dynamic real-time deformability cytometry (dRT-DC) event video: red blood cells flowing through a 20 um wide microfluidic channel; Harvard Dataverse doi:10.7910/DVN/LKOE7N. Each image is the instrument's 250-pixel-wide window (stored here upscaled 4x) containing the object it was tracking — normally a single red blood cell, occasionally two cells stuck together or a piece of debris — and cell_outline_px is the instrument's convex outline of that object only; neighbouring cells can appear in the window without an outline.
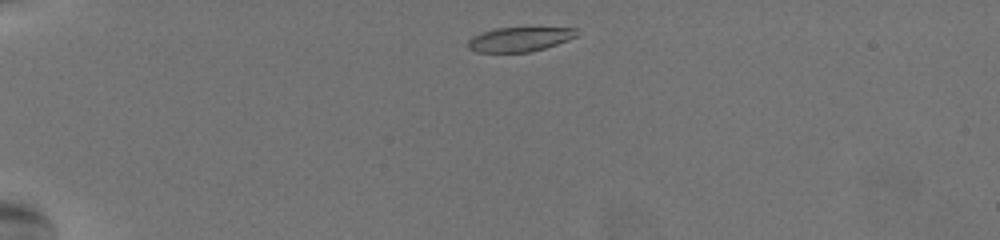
{"species": "common noctule bat (a hibernating species)", "species_latin": "Nyctalus noctula", "temperature_condition": "warm", "stored_images_in_passage": 40, "camera_frame_rate_fps": 3000, "um_per_image_px": 0.085, "animal": {"sex": "female", "body_mass_g": 19.5, "forearm_length_mm": 54.1}, "frame": {"image": 1, "passage_image": 2, "time_ms": 0.333, "image_size_px": [1000, 240], "cell_outline_px": [[576, 36], [568, 40], [544, 48], [528, 52], [476, 52], [468, 48], [468, 40], [472, 36], [496, 28], [576, 28]], "centroid_in_image_um": [44.12, 3.34], "position_along_channel_um": 40.9, "area_um2": 15.2}}
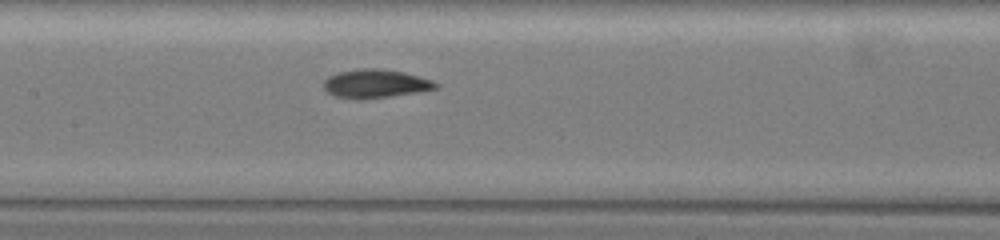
{"frame": {"image": 2, "passage_image": 18, "time_ms": 5.667, "image_size_px": [1000, 240], "cell_outline_px": [[436, 88], [420, 92], [388, 96], [336, 96], [328, 92], [324, 88], [324, 80], [328, 76], [340, 72], [360, 68], [380, 68], [404, 72], [420, 76], [432, 80], [436, 84]], "centroid_in_image_um": [31.95, 7.05], "position_along_channel_um": 175.4, "area_um2": 17.8}}
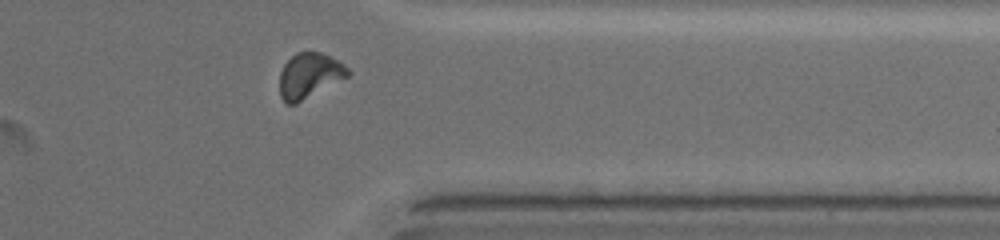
{"frame": {"image": 3, "passage_image": 35, "time_ms": 11.333, "image_size_px": [1000, 240], "cell_outline_px": [[352, 72], [348, 76], [296, 104], [288, 104], [280, 96], [280, 72], [284, 64], [296, 52], [320, 52], [344, 64]], "centroid_in_image_um": [26.29, 6.42], "position_along_channel_um": 385.1, "area_um2": 17.74}, "authors_computed_cell_mechanics": {"area_um2": 17.3978, "velocity_mm_per_s": 3.7446, "shape_relaxation_time_tau1_ms": 4.1362, "shape_relaxation_time_tau2_ms": 2.9567, "deformation_change_tau1": 0.1814, "deformation_change_tau2": 0.0649}}